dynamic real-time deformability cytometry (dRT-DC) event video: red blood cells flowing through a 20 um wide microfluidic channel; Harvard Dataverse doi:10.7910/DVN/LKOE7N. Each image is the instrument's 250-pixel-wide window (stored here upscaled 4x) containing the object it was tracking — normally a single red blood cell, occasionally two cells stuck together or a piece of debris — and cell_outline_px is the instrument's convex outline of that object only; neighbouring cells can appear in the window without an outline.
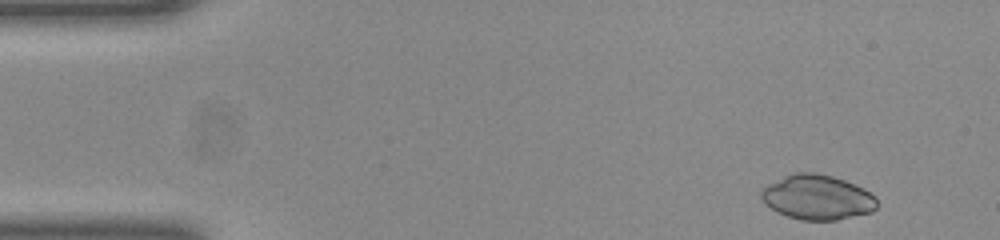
{"species": "common noctule bat (a hibernating species)", "species_latin": "Nyctalus noctula", "temperature_condition": "room temperature", "stored_images_in_passage": 48, "camera_frame_rate_fps": 3000, "um_per_image_px": 0.085, "animal": {"sex": "female", "body_mass_g": 23.0, "forearm_length_mm": 53.4}, "frame": {"image": 1, "passage_image": 2, "time_ms": 0.333, "image_size_px": [1000, 240], "cell_outline_px": [[876, 208], [872, 212], [836, 220], [804, 220], [788, 216], [776, 212], [764, 204], [760, 196], [760, 192], [768, 184], [792, 172], [816, 172], [832, 176], [844, 180], [864, 188], [876, 196]], "centroid_in_image_um": [69.46, 16.76], "position_along_channel_um": 15.5, "area_um2": 30.35}}
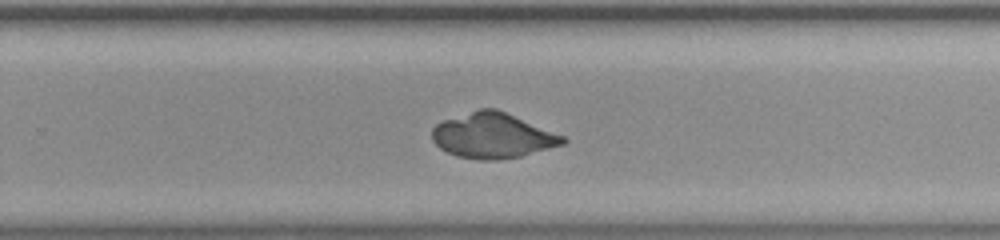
{"frame": {"image": 2, "passage_image": 30, "time_ms": 9.667, "image_size_px": [1000, 240], "cell_outline_px": [[568, 140], [564, 144], [520, 156], [496, 160], [480, 160], [456, 156], [440, 148], [432, 140], [432, 128], [436, 124], [444, 120], [480, 108], [496, 108], [564, 136]], "centroid_in_image_um": [41.87, 11.53], "position_along_channel_um": 287.9, "area_um2": 34.22}}
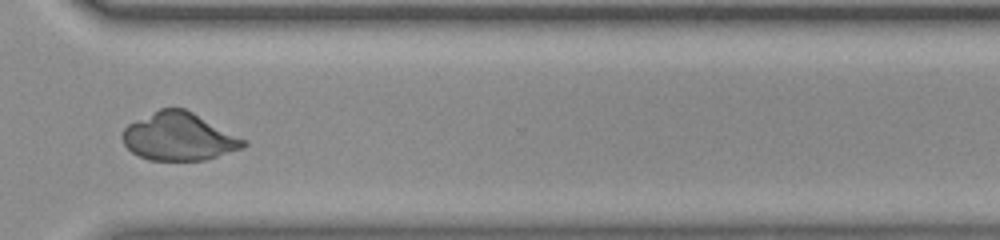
{"frame": {"image": 3, "passage_image": 35, "time_ms": 11.333, "image_size_px": [1000, 240], "cell_outline_px": [[248, 144], [244, 148], [204, 160], [152, 160], [140, 156], [132, 152], [124, 144], [120, 136], [124, 128], [128, 124], [160, 108], [184, 108], [248, 140]], "centroid_in_image_um": [15.22, 11.62], "position_along_channel_um": 355.4, "area_um2": 33.7}}